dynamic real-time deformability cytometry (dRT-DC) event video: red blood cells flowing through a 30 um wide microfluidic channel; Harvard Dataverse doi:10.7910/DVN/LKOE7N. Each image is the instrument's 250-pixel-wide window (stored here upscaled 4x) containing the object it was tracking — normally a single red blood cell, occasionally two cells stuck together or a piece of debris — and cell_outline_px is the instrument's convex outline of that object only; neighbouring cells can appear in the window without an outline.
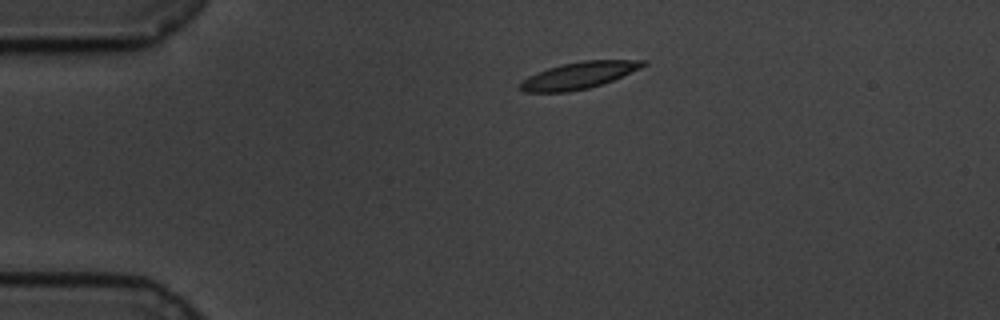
{"species": "common noctule bat (a hibernating species)", "species_latin": "Nyctalus noctula", "temperature_condition": "cold", "stored_images_in_passage": 48, "camera_frame_rate_fps": 3000, "um_per_image_px": 0.085, "animal": {"sex": "male", "body_mass_g": 19.5, "forearm_length_mm": 54.6}, "frame": {"image": 1, "passage_image": 1, "time_ms": 0.0, "image_size_px": [1000, 320], "cell_outline_px": [[648, 64], [640, 68], [612, 80], [588, 88], [568, 92], [524, 92], [516, 88], [520, 80], [536, 72], [560, 64], [584, 60], [648, 60]], "centroid_in_image_um": [49.12, 6.41], "position_along_channel_um": 35.9, "area_um2": 19.31}}
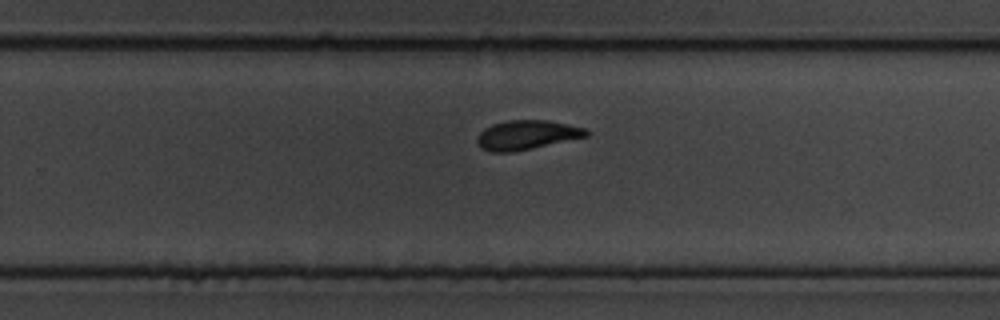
{"frame": {"image": 2, "passage_image": 27, "time_ms": 8.667, "image_size_px": [1000, 320], "cell_outline_px": [[588, 136], [532, 148], [512, 152], [492, 152], [480, 148], [476, 140], [480, 132], [484, 128], [492, 124], [508, 120], [548, 120], [568, 124], [584, 128], [588, 132]], "centroid_in_image_um": [44.74, 11.47], "position_along_channel_um": 285.1, "area_um2": 18.55}}
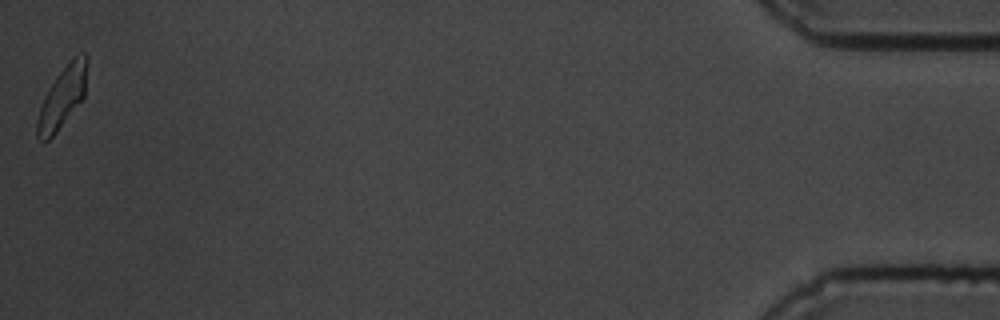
{"frame": {"image": 3, "passage_image": 48, "time_ms": 15.667, "image_size_px": [1000, 320], "cell_outline_px": [[88, 64], [84, 96], [56, 132], [44, 144], [36, 136], [36, 120], [44, 96], [48, 88], [56, 76], [76, 56], [84, 52], [88, 56]], "centroid_in_image_um": [5.28, 8.29], "position_along_channel_um": 429.9, "area_um2": 17.57}, "authors_computed_cell_mechanics": {"area_um2": 18.8428, "velocity_mm_per_s": 3.3666, "shape_relaxation_time_tau1_ms": 2.8813, "shape_relaxation_time_tau2_ms": 2.8255, "deformation_change_tau1": 0.1322, "deformation_change_tau2": 0.0741}}